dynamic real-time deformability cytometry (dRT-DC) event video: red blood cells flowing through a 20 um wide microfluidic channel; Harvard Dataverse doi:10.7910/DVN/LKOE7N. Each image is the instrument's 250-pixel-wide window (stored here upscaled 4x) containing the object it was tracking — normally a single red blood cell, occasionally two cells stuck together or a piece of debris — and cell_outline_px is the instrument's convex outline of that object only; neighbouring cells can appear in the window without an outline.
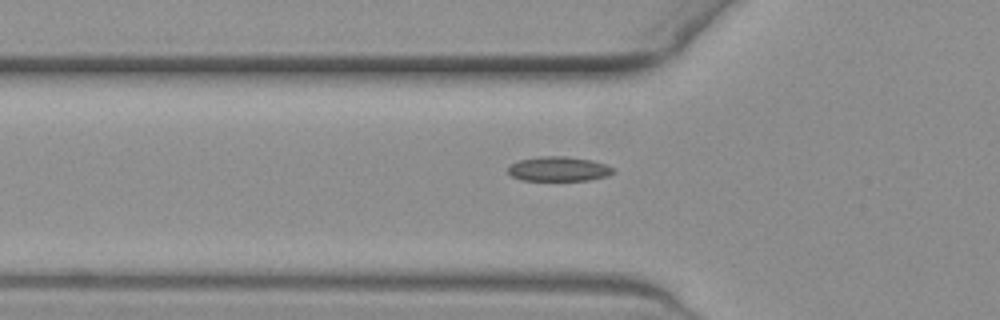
{"species": "common noctule bat (a hibernating species)", "species_latin": "Nyctalus noctula", "temperature_condition": "warm", "stored_images_in_passage": 39, "camera_frame_rate_fps": 3000, "um_per_image_px": 0.085, "animal": {"sex": "female", "body_mass_g": 19.3, "forearm_length_mm": 54.1}, "frame": {"image": 1, "passage_image": 6, "time_ms": 1.667, "image_size_px": [1000, 320], "cell_outline_px": [[616, 172], [608, 176], [588, 180], [520, 180], [512, 176], [508, 172], [508, 164], [520, 160], [540, 156], [564, 156], [592, 160], [616, 168]], "centroid_in_image_um": [47.5, 14.36], "position_along_channel_um": 78.3, "area_um2": 15.2}}
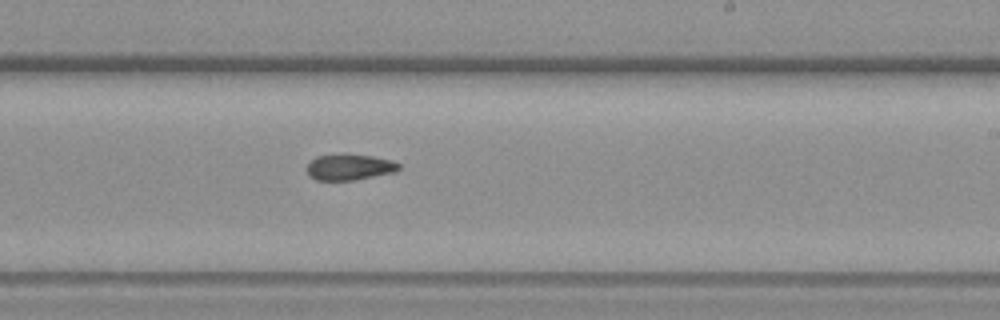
{"frame": {"image": 2, "passage_image": 22, "time_ms": 7.0, "image_size_px": [1000, 320], "cell_outline_px": [[400, 168], [396, 172], [352, 180], [316, 180], [308, 176], [308, 164], [316, 156], [372, 156], [392, 160], [400, 164]], "centroid_in_image_um": [29.73, 14.24], "position_along_channel_um": 259.3, "area_um2": 13.41}}
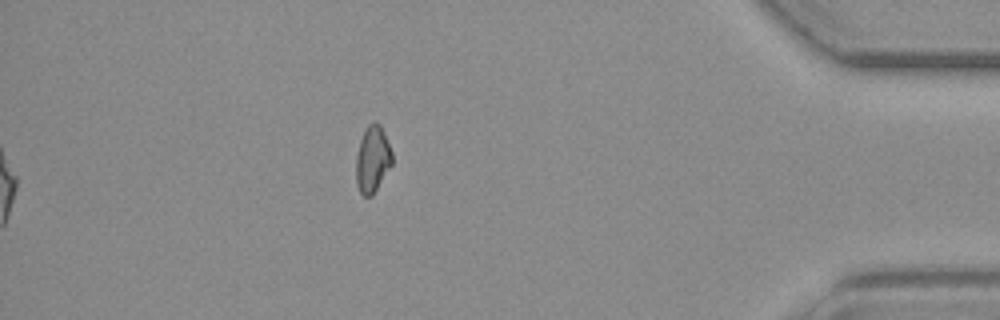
{"frame": {"image": 3, "passage_image": 39, "time_ms": 12.667, "image_size_px": [1000, 320], "cell_outline_px": [[392, 164], [372, 196], [364, 196], [360, 192], [356, 184], [356, 156], [360, 140], [368, 124], [376, 120], [380, 124], [384, 132], [392, 152]], "centroid_in_image_um": [31.66, 13.52], "position_along_channel_um": 403.5, "area_um2": 13.99}}